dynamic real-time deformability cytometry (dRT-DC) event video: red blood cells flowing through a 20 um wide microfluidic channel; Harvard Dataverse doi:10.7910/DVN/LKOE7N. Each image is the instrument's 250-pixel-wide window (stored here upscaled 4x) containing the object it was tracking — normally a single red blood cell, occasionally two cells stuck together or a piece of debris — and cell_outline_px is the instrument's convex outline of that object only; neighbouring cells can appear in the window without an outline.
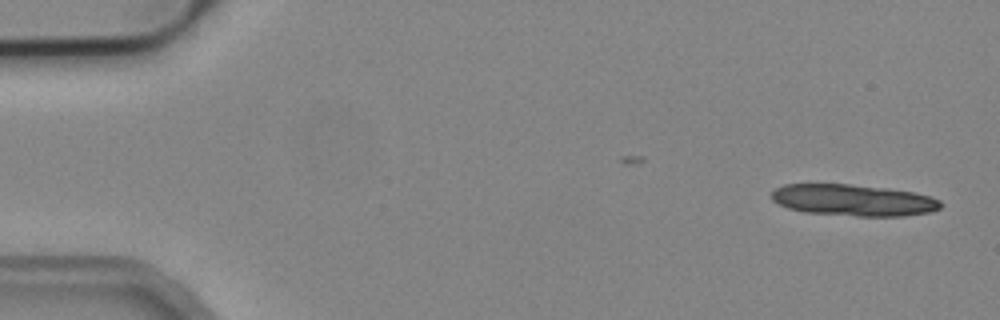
{"species": "common noctule bat (a hibernating species)", "species_latin": "Nyctalus noctula", "temperature_condition": "cold", "stored_images_in_passage": 13, "camera_frame_rate_fps": 3000, "um_per_image_px": 0.085, "animal": {"sex": "male", "body_mass_g": 19.2, "forearm_length_mm": 51.8}, "frame": {"image": 1, "passage_image": 1, "time_ms": 0.0, "image_size_px": [1000, 320], "cell_outline_px": [[944, 204], [940, 208], [928, 212], [904, 216], [856, 216], [804, 212], [788, 208], [772, 200], [772, 192], [776, 188], [784, 184], [848, 184], [884, 188], [912, 192], [928, 196], [940, 200]], "centroid_in_image_um": [72.52, 17.02], "position_along_channel_um": 12.5, "area_um2": 30.87}}